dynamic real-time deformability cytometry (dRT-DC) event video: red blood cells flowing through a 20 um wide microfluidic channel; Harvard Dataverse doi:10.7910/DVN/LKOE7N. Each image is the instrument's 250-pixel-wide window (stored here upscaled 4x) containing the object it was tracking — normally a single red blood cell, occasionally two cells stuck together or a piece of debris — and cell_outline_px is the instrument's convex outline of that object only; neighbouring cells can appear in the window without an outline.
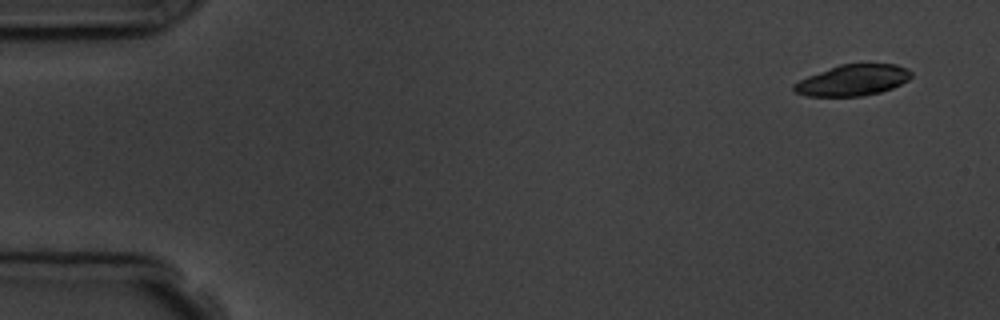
{"species": "common noctule bat (a hibernating species)", "species_latin": "Nyctalus noctula", "temperature_condition": "room temperature", "stored_images_in_passage": 4, "camera_frame_rate_fps": 3000, "um_per_image_px": 0.085, "animal": {"sex": "male", "body_mass_g": 19.5, "forearm_length_mm": 54.6}, "frame": {"image": 1, "passage_image": 1, "time_ms": 0.0, "image_size_px": [1000, 320], "cell_outline_px": [[912, 76], [908, 80], [892, 88], [880, 92], [860, 96], [808, 96], [796, 92], [792, 88], [792, 84], [808, 76], [840, 64], [896, 64], [908, 68], [912, 72]], "centroid_in_image_um": [72.51, 6.81], "position_along_channel_um": 12.5, "area_um2": 21.1}}
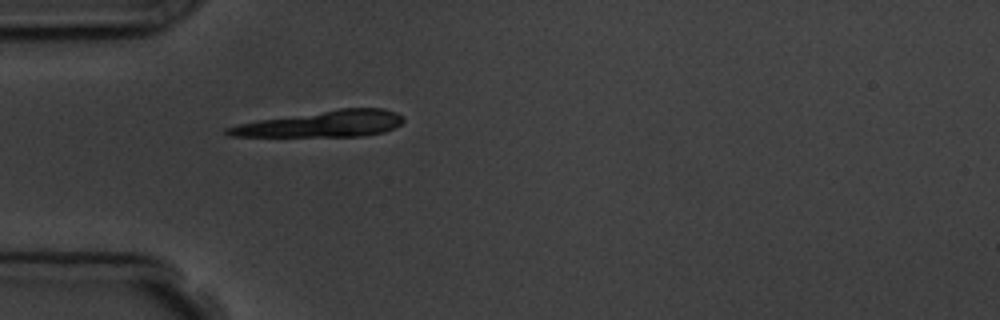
{"frame": {"image": 2, "passage_image": 4, "time_ms": 4.333, "image_size_px": [1000, 320], "cell_outline_px": [[404, 120], [400, 124], [384, 132], [364, 136], [228, 136], [224, 132], [224, 128], [240, 124], [260, 120], [340, 108], [384, 108], [396, 112], [404, 116]], "centroid_in_image_um": [27.43, 10.53], "position_along_channel_um": 57.6, "area_um2": 26.65}}